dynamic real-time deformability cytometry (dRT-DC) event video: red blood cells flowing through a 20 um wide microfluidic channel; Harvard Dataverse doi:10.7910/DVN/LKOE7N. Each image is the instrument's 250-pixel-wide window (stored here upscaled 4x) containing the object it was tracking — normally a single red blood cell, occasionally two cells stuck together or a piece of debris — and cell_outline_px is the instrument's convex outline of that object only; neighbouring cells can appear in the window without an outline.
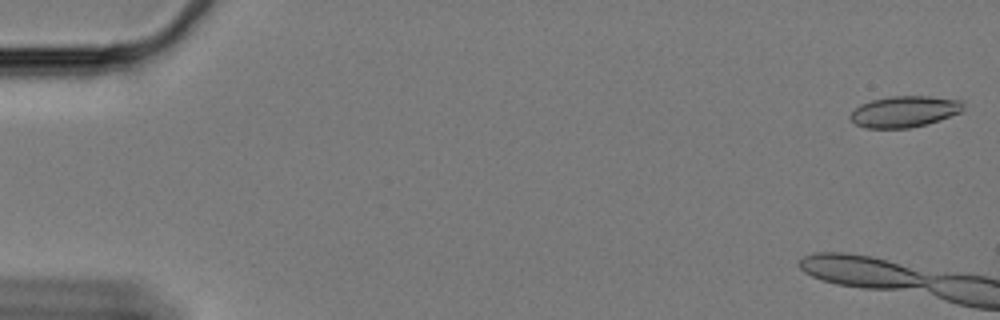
{"species": "Egyptian fruit bat (a non-hibernating species)", "species_latin": "Rousettus aegyptiacus", "temperature_condition": "cold", "stored_images_in_passage": 6, "camera_frame_rate_fps": 3000, "um_per_image_px": 0.085, "animal": {"sex": "female"}, "frame": {"image": 1, "passage_image": 2, "time_ms": 0.333, "image_size_px": [1000, 320], "cell_outline_px": [[964, 108], [960, 112], [940, 120], [928, 124], [908, 128], [864, 128], [856, 124], [848, 116], [860, 104], [872, 100], [892, 96], [928, 96], [964, 100]], "centroid_in_image_um": [76.9, 9.48], "position_along_channel_um": 8.1, "area_um2": 20.63}}